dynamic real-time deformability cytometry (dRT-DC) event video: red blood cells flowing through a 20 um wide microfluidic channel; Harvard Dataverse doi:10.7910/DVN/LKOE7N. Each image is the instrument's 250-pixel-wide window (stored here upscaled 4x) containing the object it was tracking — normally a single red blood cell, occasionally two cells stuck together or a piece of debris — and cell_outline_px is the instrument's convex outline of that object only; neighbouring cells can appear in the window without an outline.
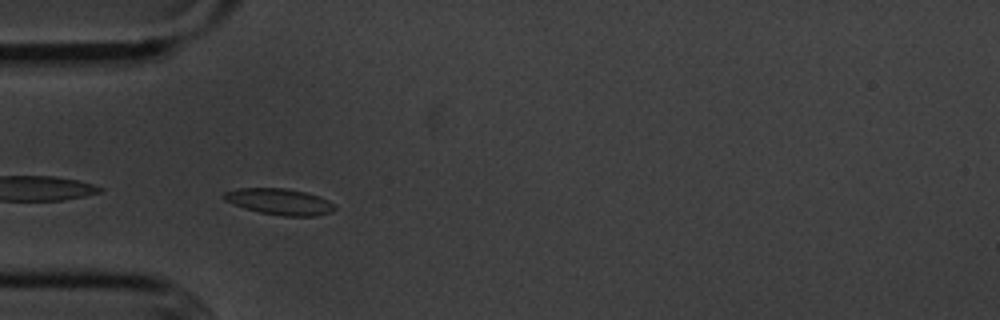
{"species": "common noctule bat (a hibernating species)", "species_latin": "Nyctalus noctula", "temperature_condition": "cold", "stored_images_in_passage": 4, "camera_frame_rate_fps": 3000, "um_per_image_px": 0.085, "animal": {"sex": "male", "body_mass_g": 20.1, "forearm_length_mm": 53.5}, "frame": {"image": 1, "passage_image": 4, "time_ms": 3.333, "image_size_px": [1000, 320], "cell_outline_px": [[336, 208], [332, 212], [316, 216], [284, 216], [260, 212], [244, 208], [224, 200], [220, 196], [224, 192], [236, 188], [284, 188], [308, 192], [320, 196], [328, 200]], "centroid_in_image_um": [23.75, 17.13], "position_along_channel_um": 61.3, "area_um2": 17.05}}